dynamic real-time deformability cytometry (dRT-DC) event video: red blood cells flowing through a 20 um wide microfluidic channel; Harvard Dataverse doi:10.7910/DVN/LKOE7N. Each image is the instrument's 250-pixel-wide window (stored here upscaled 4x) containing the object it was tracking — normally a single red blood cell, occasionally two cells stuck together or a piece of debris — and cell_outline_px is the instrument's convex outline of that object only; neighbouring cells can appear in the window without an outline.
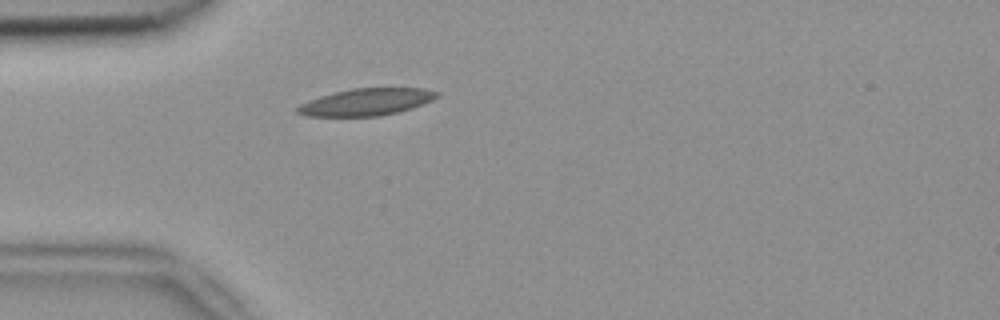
{"species": "common noctule bat (a hibernating species)", "species_latin": "Nyctalus noctula", "temperature_condition": "room temperature", "stored_images_in_passage": 3, "camera_frame_rate_fps": 3000, "um_per_image_px": 0.085, "animal": {"sex": "female", "body_mass_g": 18.4}, "frame": {"image": 1, "passage_image": 3, "time_ms": 0.667, "image_size_px": [1000, 320], "cell_outline_px": [[440, 96], [424, 104], [412, 108], [380, 116], [308, 116], [296, 112], [296, 108], [300, 104], [308, 100], [332, 92], [352, 88], [424, 88], [440, 92]], "centroid_in_image_um": [31.16, 8.66], "position_along_channel_um": 53.8, "area_um2": 22.08}}